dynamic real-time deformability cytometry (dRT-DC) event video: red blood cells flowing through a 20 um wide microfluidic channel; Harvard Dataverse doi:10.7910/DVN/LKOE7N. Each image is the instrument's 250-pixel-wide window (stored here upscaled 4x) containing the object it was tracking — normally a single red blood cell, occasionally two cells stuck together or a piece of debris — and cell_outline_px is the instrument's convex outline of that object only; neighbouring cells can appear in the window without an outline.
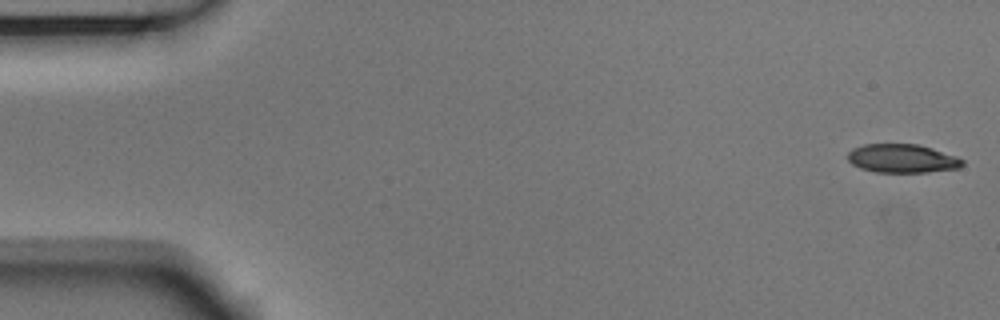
{"species": "Egyptian fruit bat (a non-hibernating species)", "species_latin": "Rousettus aegyptiacus", "temperature_condition": "room temperature", "stored_images_in_passage": 53, "camera_frame_rate_fps": 3000, "um_per_image_px": 0.085, "animal": {"sex": "male"}, "frame": {"image": 1, "passage_image": 1, "time_ms": 0.0, "image_size_px": [1000, 320], "cell_outline_px": [[964, 164], [960, 168], [928, 172], [876, 172], [860, 168], [852, 164], [848, 160], [848, 152], [852, 148], [864, 144], [916, 144], [932, 148], [956, 156], [964, 160]], "centroid_in_image_um": [76.69, 13.47], "position_along_channel_um": 8.3, "area_um2": 19.19}}
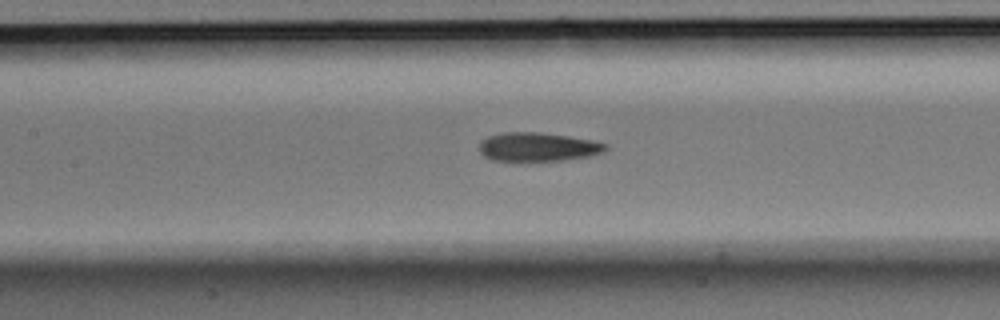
{"frame": {"image": 2, "passage_image": 24, "time_ms": 7.667, "image_size_px": [1000, 320], "cell_outline_px": [[608, 148], [604, 152], [592, 156], [564, 160], [492, 160], [484, 156], [480, 152], [480, 140], [488, 136], [504, 132], [540, 132], [568, 136], [592, 140], [608, 144]], "centroid_in_image_um": [45.75, 12.48], "position_along_channel_um": 161.6, "area_um2": 21.21}}
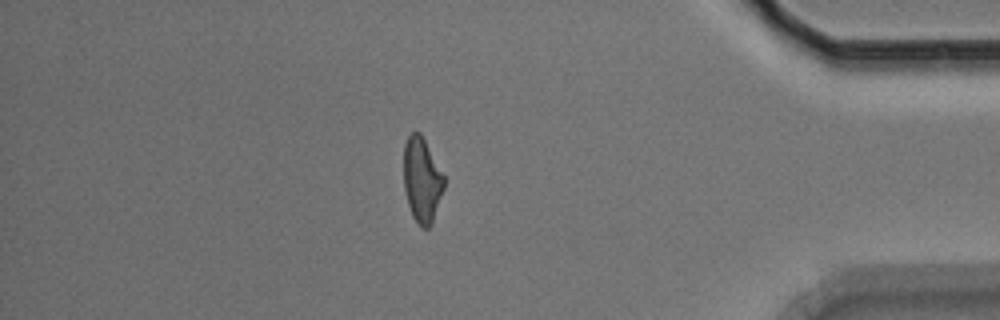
{"frame": {"image": 3, "passage_image": 46, "time_ms": 15.0, "image_size_px": [1000, 320], "cell_outline_px": [[444, 188], [432, 224], [428, 228], [420, 228], [412, 216], [408, 204], [404, 188], [404, 144], [408, 136], [412, 132], [420, 132], [444, 176]], "centroid_in_image_um": [35.85, 15.33], "position_along_channel_um": 399.3, "area_um2": 19.88}, "authors_computed_cell_mechanics": {"area_um2": 21.0392, "velocity_mm_per_s": 3.7443, "shape_relaxation_time_tau1_ms": 6.8276, "shape_relaxation_time_tau2_ms": 3.8907, "deformation_change_tau1": 0.1843, "deformation_change_tau2": 0.1331}}